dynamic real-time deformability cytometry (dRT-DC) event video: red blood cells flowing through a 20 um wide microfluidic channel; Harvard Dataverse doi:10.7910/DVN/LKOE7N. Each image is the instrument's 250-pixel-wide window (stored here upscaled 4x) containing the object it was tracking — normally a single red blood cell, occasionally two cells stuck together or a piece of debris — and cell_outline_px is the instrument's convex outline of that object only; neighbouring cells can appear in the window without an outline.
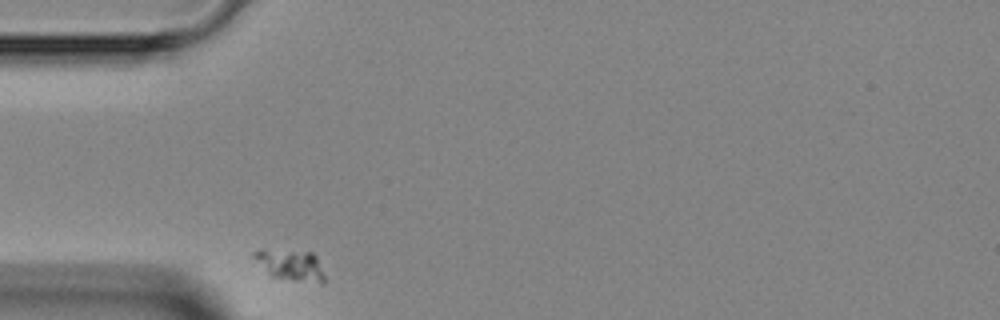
{"species": "Egyptian fruit bat (a non-hibernating species)", "species_latin": "Rousettus aegyptiacus", "temperature_condition": "room temperature", "stored_images_in_passage": 3, "camera_frame_rate_fps": 3000, "um_per_image_px": 0.085, "animal": {"sex": "female"}, "frame": {"image": 1, "passage_image": 1, "time_ms": 0.0, "image_size_px": [1000, 320], "cell_outline_px": [[324, 284], [320, 284], [292, 280], [268, 276], [252, 256], [252, 252], [260, 248], [312, 252], [316, 256], [324, 276]], "centroid_in_image_um": [24.65, 22.52], "position_along_channel_um": 60.4, "area_um2": 13.12}}
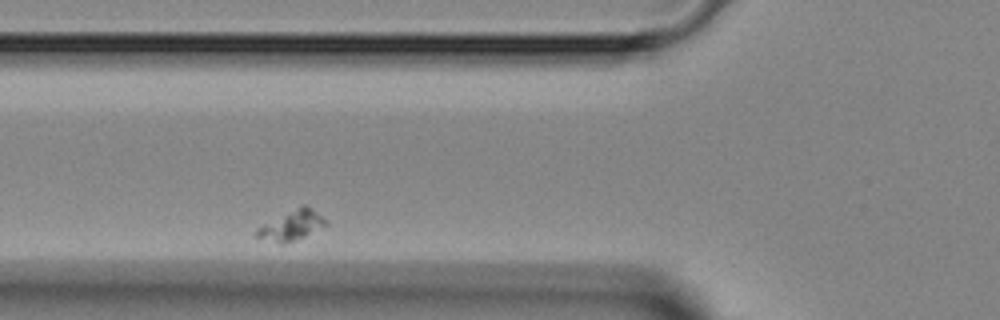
{"frame": {"image": 2, "passage_image": 2, "time_ms": 1.333, "image_size_px": [1000, 320], "cell_outline_px": [[328, 224], [304, 236], [284, 244], [280, 244], [256, 236], [256, 228], [304, 204], [328, 220]], "centroid_in_image_um": [24.81, 19.17], "position_along_channel_um": 101.0, "area_um2": 11.56}}
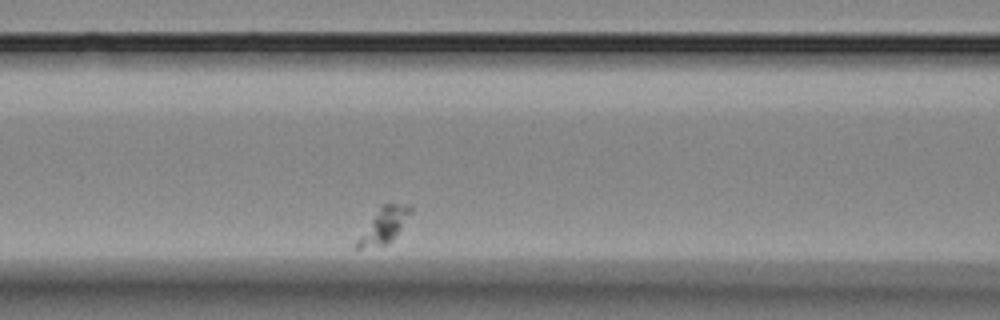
{"frame": {"image": 3, "passage_image": 3, "time_ms": 2.333, "image_size_px": [1000, 320], "cell_outline_px": [[412, 212], [392, 240], [388, 244], [360, 248], [356, 248], [356, 240], [380, 204], [408, 204], [412, 208]], "centroid_in_image_um": [32.62, 19.14], "position_along_channel_um": 134.0, "area_um2": 10.87}}